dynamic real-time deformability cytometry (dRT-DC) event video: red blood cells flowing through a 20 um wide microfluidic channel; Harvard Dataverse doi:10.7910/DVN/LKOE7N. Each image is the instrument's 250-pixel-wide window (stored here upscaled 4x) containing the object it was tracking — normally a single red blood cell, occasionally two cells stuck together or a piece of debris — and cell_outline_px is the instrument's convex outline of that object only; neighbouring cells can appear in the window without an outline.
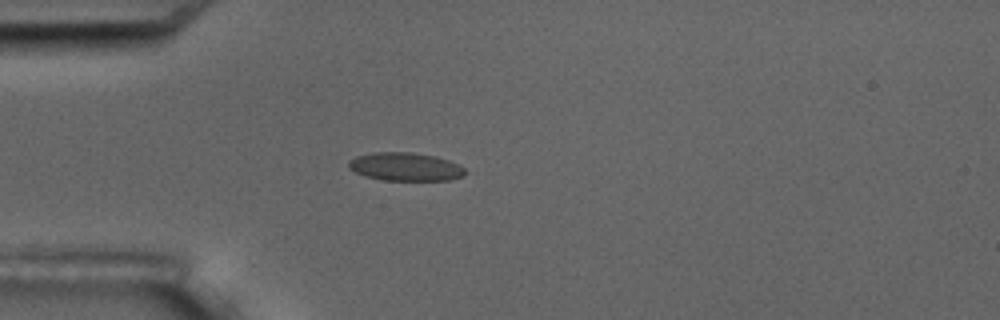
{"species": "common noctule bat (a hibernating species)", "species_latin": "Nyctalus noctula", "temperature_condition": "room temperature", "stored_images_in_passage": 3, "camera_frame_rate_fps": 3000, "um_per_image_px": 0.085, "animal": {"sex": "male", "body_mass_g": 17.5, "forearm_length_mm": 52.3}, "frame": {"image": 1, "passage_image": 3, "time_ms": 3.333, "image_size_px": [1000, 320], "cell_outline_px": [[468, 172], [464, 176], [448, 180], [384, 180], [364, 176], [348, 168], [348, 160], [356, 156], [372, 152], [412, 152], [436, 156], [460, 164]], "centroid_in_image_um": [34.47, 14.16], "position_along_channel_um": 50.5, "area_um2": 19.42}}